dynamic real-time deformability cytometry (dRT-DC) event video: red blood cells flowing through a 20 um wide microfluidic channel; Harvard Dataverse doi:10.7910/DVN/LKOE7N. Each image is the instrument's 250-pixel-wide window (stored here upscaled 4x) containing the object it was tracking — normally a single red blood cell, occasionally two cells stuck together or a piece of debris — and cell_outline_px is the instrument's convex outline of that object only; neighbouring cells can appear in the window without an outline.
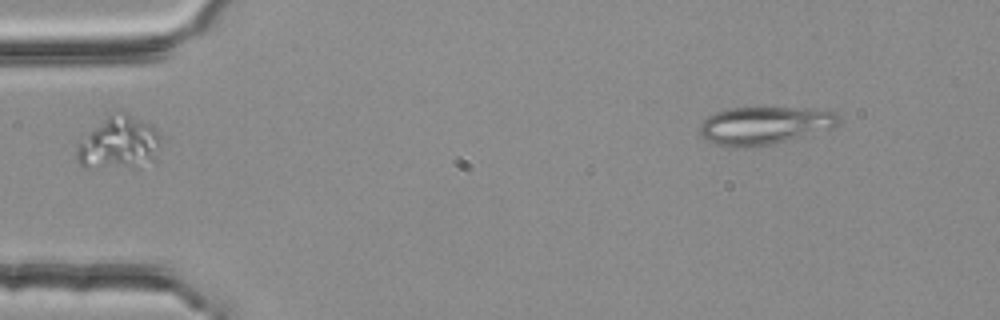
{"species": "common noctule bat (a hibernating species)", "species_latin": "Nyctalus noctula", "temperature_condition": "room temperature", "stored_images_in_passage": 1, "camera_frame_rate_fps": 3000, "um_per_image_px": 0.085, "animal": {"sex": "female", "body_mass_g": 25.1}, "frame": {"image": 1, "passage_image": 1, "time_ms": 0.0, "image_size_px": [1000, 320], "cell_outline_px": [[160, 140], [156, 164], [136, 168], [84, 168], [76, 160], [76, 148], [80, 140], [108, 116], [124, 112], [152, 124], [156, 128], [160, 136]], "centroid_in_image_um": [10.16, 12.23], "position_along_channel_um": 74.8, "area_um2": 26.41}}